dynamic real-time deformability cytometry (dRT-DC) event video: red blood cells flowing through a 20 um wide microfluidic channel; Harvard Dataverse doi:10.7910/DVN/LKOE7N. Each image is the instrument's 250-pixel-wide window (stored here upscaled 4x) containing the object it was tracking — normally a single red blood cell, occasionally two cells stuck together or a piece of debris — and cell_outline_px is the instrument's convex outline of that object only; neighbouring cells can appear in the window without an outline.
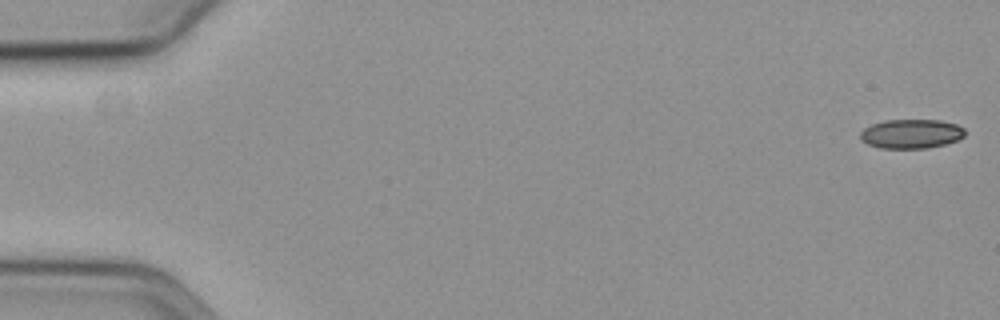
{"species": "common noctule bat (a hibernating species)", "species_latin": "Nyctalus noctula", "temperature_condition": "cold", "stored_images_in_passage": 54, "camera_frame_rate_fps": 3000, "um_per_image_px": 0.085, "animal": {"sex": "female", "body_mass_g": 19.3, "forearm_length_mm": 54.1}, "frame": {"image": 1, "passage_image": 1, "time_ms": 0.0, "image_size_px": [1000, 320], "cell_outline_px": [[964, 136], [956, 140], [944, 144], [928, 148], [880, 148], [868, 144], [860, 140], [860, 132], [864, 128], [872, 124], [884, 120], [940, 120], [956, 124], [964, 128]], "centroid_in_image_um": [77.42, 11.37], "position_along_channel_um": 7.6, "area_um2": 17.8}}
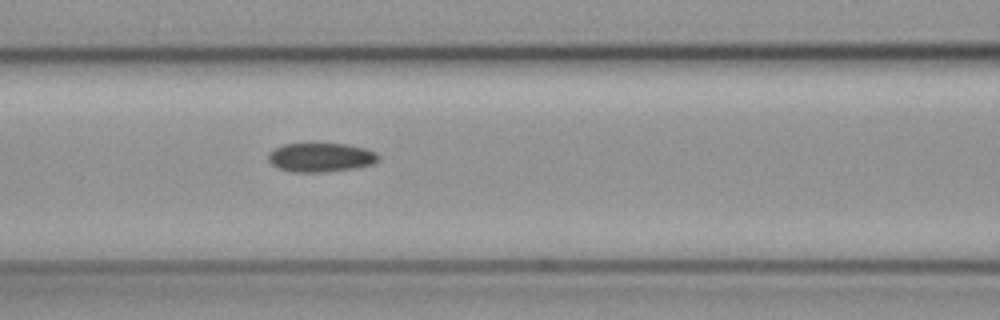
{"frame": {"image": 2, "passage_image": 25, "time_ms": 8.0, "image_size_px": [1000, 320], "cell_outline_px": [[380, 160], [372, 164], [356, 168], [320, 172], [292, 172], [280, 168], [272, 164], [268, 160], [268, 152], [284, 144], [348, 144], [364, 148], [376, 152], [380, 156]], "centroid_in_image_um": [27.29, 13.38], "position_along_channel_um": 139.3, "area_um2": 18.55}}
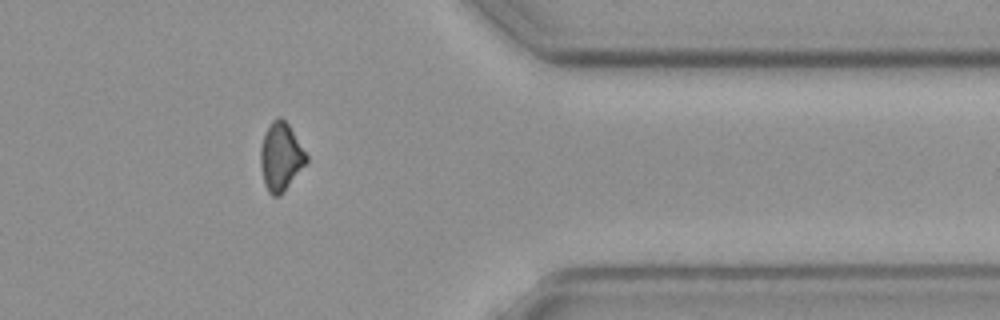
{"frame": {"image": 3, "passage_image": 47, "time_ms": 15.333, "image_size_px": [1000, 320], "cell_outline_px": [[308, 164], [284, 192], [280, 196], [272, 196], [268, 192], [264, 184], [260, 164], [260, 148], [264, 136], [272, 120], [276, 116], [280, 116], [288, 124], [308, 156]], "centroid_in_image_um": [23.88, 13.37], "position_along_channel_um": 387.5, "area_um2": 18.44}}